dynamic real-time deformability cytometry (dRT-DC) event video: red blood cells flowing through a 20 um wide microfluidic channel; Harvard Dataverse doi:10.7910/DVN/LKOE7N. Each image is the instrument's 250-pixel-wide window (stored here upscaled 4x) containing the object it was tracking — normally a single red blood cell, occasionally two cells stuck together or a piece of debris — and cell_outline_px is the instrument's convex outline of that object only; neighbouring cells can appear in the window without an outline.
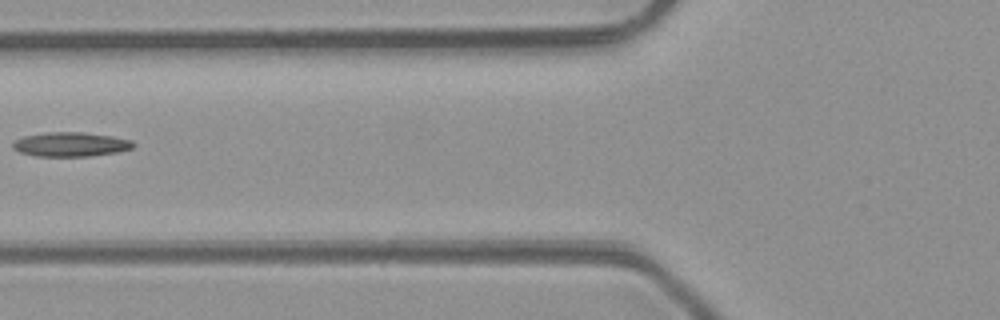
{"species": "common noctule bat (a hibernating species)", "species_latin": "Nyctalus noctula", "temperature_condition": "room temperature", "stored_images_in_passage": 5, "camera_frame_rate_fps": 3000, "um_per_image_px": 0.085, "animal": {"sex": "male", "body_mass_g": 23.1, "forearm_length_mm": 52.7}, "frame": {"image": 1, "passage_image": 5, "time_ms": 4.333, "image_size_px": [1000, 320], "cell_outline_px": [[136, 144], [132, 148], [116, 152], [92, 156], [36, 156], [20, 152], [12, 148], [12, 144], [16, 140], [24, 136], [48, 132], [84, 132], [112, 136], [132, 140]], "centroid_in_image_um": [6.02, 12.27], "position_along_channel_um": 119.8, "area_um2": 17.05}}